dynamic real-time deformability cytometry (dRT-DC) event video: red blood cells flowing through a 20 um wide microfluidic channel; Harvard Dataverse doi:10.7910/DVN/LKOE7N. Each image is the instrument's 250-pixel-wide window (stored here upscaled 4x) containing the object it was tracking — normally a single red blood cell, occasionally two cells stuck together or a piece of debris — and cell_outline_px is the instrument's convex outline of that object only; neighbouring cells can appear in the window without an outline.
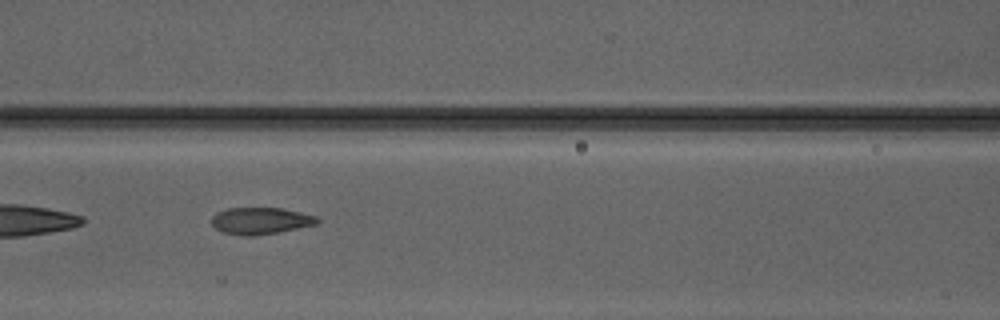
{"species": "Egyptian fruit bat (a non-hibernating species)", "species_latin": "Rousettus aegyptiacus", "temperature_condition": "warm", "stored_images_in_passage": 7, "camera_frame_rate_fps": 3000, "um_per_image_px": 0.085, "animal": {"sex": "male"}, "frame": {"image": 1, "passage_image": 5, "time_ms": 4.667, "image_size_px": [1000, 320], "cell_outline_px": [[320, 220], [316, 224], [256, 236], [244, 236], [220, 232], [212, 224], [212, 216], [216, 212], [228, 208], [284, 208], [316, 216]], "centroid_in_image_um": [22.11, 18.76], "position_along_channel_um": 144.5, "area_um2": 16.47}}
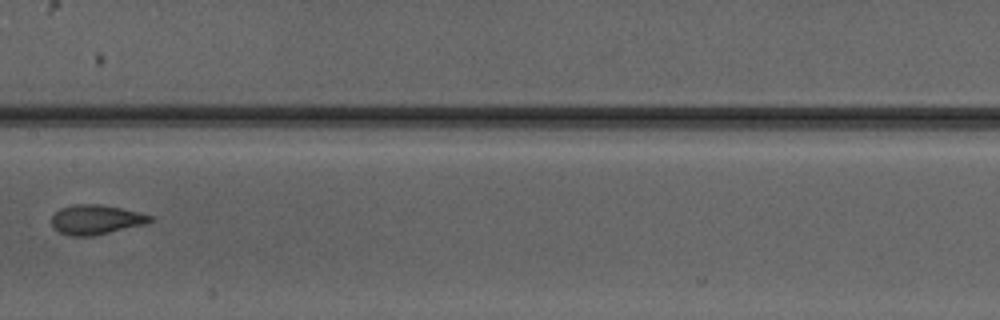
{"frame": {"image": 2, "passage_image": 6, "time_ms": 6.0, "image_size_px": [1000, 320], "cell_outline_px": [[152, 220], [144, 224], [92, 236], [68, 236], [52, 228], [52, 216], [60, 208], [76, 204], [100, 204], [120, 208], [152, 216]], "centroid_in_image_um": [8.1, 18.67], "position_along_channel_um": 199.3, "area_um2": 16.76}}
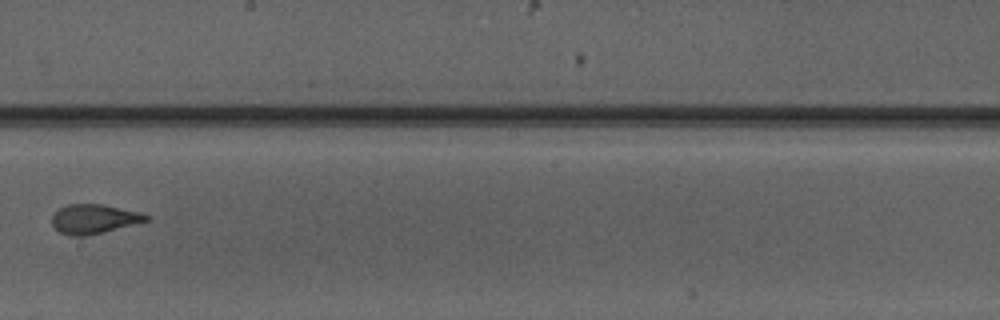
{"frame": {"image": 3, "passage_image": 7, "time_ms": 7.0, "image_size_px": [1000, 320], "cell_outline_px": [[152, 216], [148, 220], [104, 232], [88, 236], [72, 236], [60, 232], [52, 224], [52, 216], [60, 208], [68, 204], [100, 204], [140, 212]], "centroid_in_image_um": [7.99, 18.61], "position_along_channel_um": 240.2, "area_um2": 15.95}}